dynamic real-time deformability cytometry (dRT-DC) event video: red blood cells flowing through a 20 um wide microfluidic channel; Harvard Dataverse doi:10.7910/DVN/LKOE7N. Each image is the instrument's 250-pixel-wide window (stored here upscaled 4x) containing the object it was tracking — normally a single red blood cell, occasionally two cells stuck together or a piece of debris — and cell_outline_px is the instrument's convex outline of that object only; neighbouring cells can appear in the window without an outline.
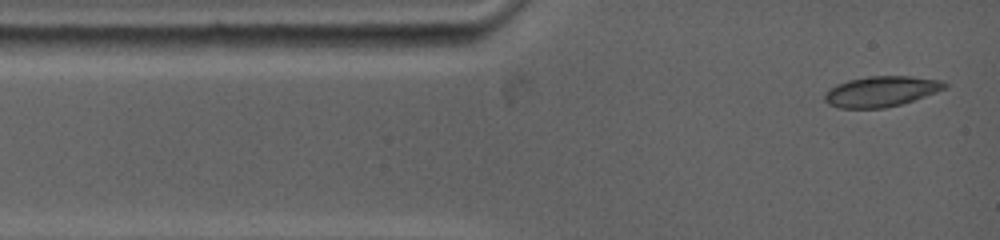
{"species": "common noctule bat (a hibernating species)", "species_latin": "Nyctalus noctula", "temperature_condition": "warm", "stored_images_in_passage": 15, "camera_frame_rate_fps": 5000, "um_per_image_px": 0.085, "animal": {"sex": "female", "body_mass_g": 19.0, "forearm_length_mm": 53.3}, "frame": {"image": 1, "passage_image": 1, "time_ms": 0.0, "image_size_px": [1000, 240], "cell_outline_px": [[948, 84], [944, 88], [936, 92], [900, 104], [884, 108], [840, 108], [828, 104], [824, 100], [824, 96], [828, 88], [836, 84], [848, 80], [868, 76], [912, 76], [940, 80]], "centroid_in_image_um": [74.84, 7.76], "position_along_channel_um": 10.2, "area_um2": 21.21}}
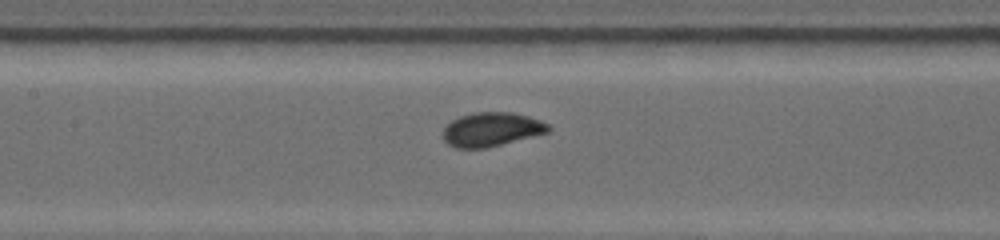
{"frame": {"image": 2, "passage_image": 9, "time_ms": 5.0, "image_size_px": [1000, 240], "cell_outline_px": [[552, 128], [548, 132], [488, 148], [456, 148], [448, 144], [444, 140], [444, 128], [452, 120], [460, 116], [472, 112], [512, 112], [528, 116], [540, 120], [548, 124]], "centroid_in_image_um": [41.79, 11.0], "position_along_channel_um": 165.6, "area_um2": 20.87}}
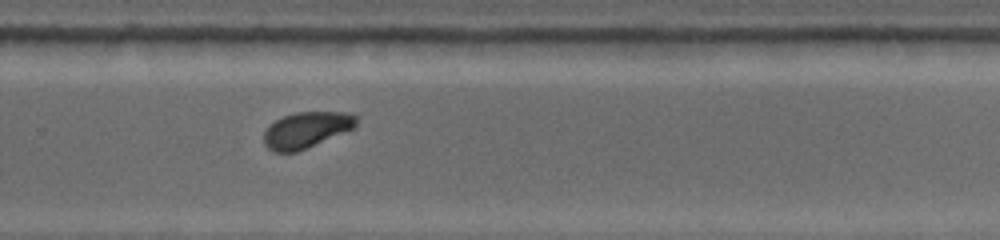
{"frame": {"image": 3, "passage_image": 15, "time_ms": 8.6, "image_size_px": [1000, 240], "cell_outline_px": [[360, 116], [356, 128], [296, 152], [272, 152], [264, 144], [264, 132], [276, 120], [284, 116], [296, 112], [352, 112]], "centroid_in_image_um": [26.12, 11.03], "position_along_channel_um": 303.7, "area_um2": 19.59}}